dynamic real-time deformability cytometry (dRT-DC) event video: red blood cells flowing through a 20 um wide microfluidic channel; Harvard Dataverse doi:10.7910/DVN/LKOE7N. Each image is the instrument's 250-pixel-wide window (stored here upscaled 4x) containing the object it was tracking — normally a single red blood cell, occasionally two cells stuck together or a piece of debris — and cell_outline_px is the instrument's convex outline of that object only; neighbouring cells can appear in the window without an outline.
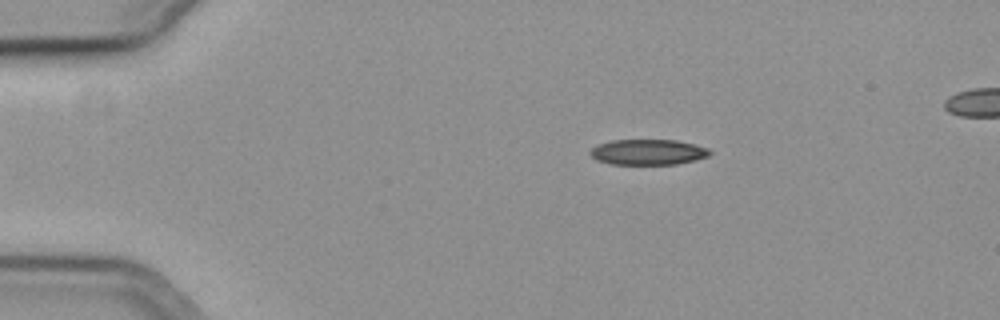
{"species": "common noctule bat (a hibernating species)", "species_latin": "Nyctalus noctula", "temperature_condition": "cold", "stored_images_in_passage": 27, "camera_frame_rate_fps": 3000, "um_per_image_px": 0.085, "animal": {"sex": "female", "body_mass_g": 19.3, "forearm_length_mm": 54.1}, "frame": {"image": 1, "passage_image": 10, "time_ms": 3.0, "image_size_px": [1000, 320], "cell_outline_px": [[712, 152], [708, 156], [696, 160], [676, 164], [612, 164], [596, 160], [588, 152], [592, 148], [600, 144], [612, 140], [676, 140], [708, 148]], "centroid_in_image_um": [55.08, 12.93], "position_along_channel_um": 29.9, "area_um2": 17.69}}
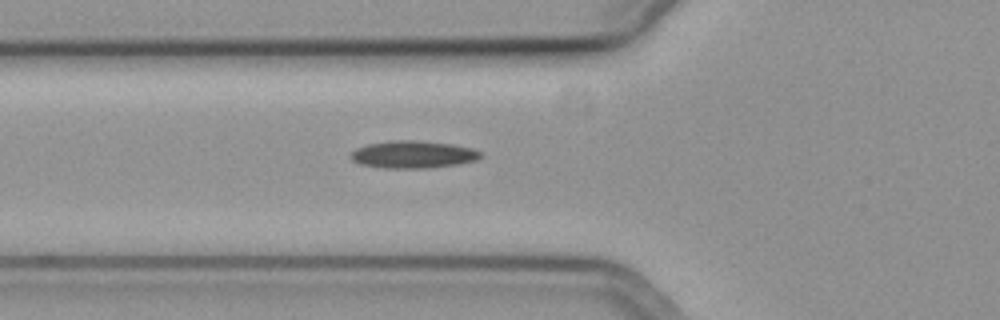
{"frame": {"image": 2, "passage_image": 20, "time_ms": 6.333, "image_size_px": [1000, 320], "cell_outline_px": [[484, 156], [476, 160], [456, 164], [428, 168], [384, 168], [360, 164], [352, 160], [348, 156], [356, 148], [368, 144], [388, 140], [416, 140], [452, 144], [472, 148], [480, 152]], "centroid_in_image_um": [35.09, 13.12], "position_along_channel_um": 90.7, "area_um2": 20.81}}
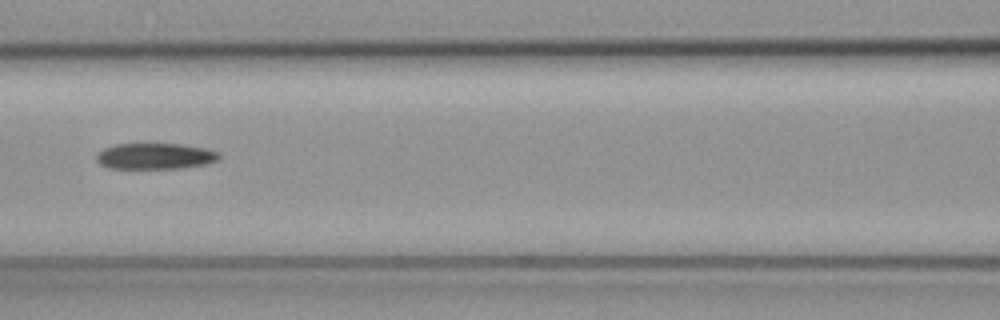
{"frame": {"image": 3, "passage_image": 25, "time_ms": 8.0, "image_size_px": [1000, 320], "cell_outline_px": [[220, 160], [208, 164], [180, 168], [108, 168], [100, 164], [96, 160], [96, 152], [104, 148], [116, 144], [180, 144], [208, 148], [220, 152]], "centroid_in_image_um": [13.22, 13.27], "position_along_channel_um": 153.4, "area_um2": 18.84}}